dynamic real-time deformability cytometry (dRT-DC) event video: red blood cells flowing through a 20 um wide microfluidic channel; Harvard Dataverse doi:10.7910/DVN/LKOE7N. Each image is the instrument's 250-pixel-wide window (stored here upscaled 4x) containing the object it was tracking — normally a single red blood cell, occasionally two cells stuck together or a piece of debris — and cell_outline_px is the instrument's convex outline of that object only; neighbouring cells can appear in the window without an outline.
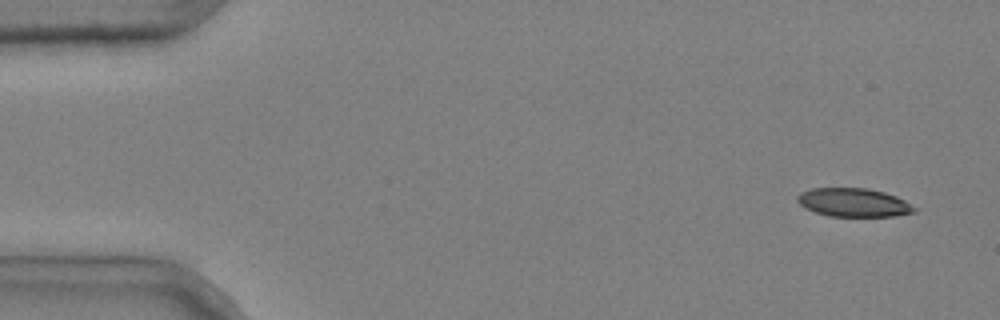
{"species": "common noctule bat (a hibernating species)", "species_latin": "Nyctalus noctula", "temperature_condition": "cold", "stored_images_in_passage": 5, "camera_frame_rate_fps": 3000, "um_per_image_px": 0.085, "animal": {"sex": "male", "body_mass_g": 20.4}, "frame": {"image": 1, "passage_image": 1, "time_ms": 0.0, "image_size_px": [1000, 320], "cell_outline_px": [[920, 208], [916, 212], [896, 216], [828, 216], [804, 208], [796, 200], [796, 196], [800, 192], [812, 188], [868, 188], [884, 192], [896, 196]], "centroid_in_image_um": [72.58, 17.21], "position_along_channel_um": 12.4, "area_um2": 19.71}}
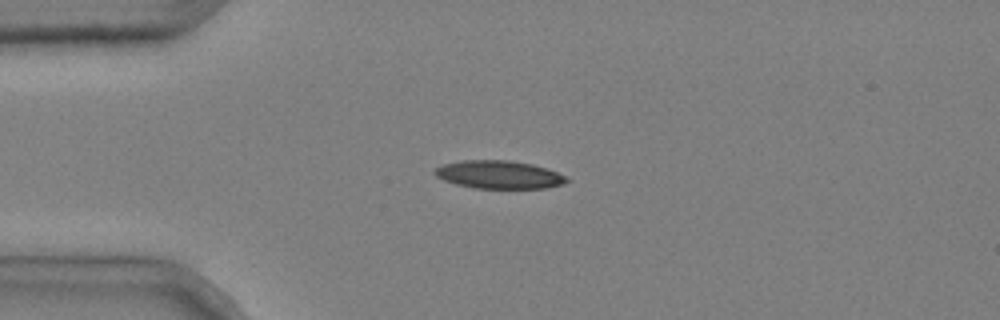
{"frame": {"image": 2, "passage_image": 4, "time_ms": 1.0, "image_size_px": [1000, 320], "cell_outline_px": [[568, 180], [564, 184], [544, 188], [476, 188], [456, 184], [444, 180], [436, 176], [432, 172], [436, 168], [444, 164], [460, 160], [508, 160], [532, 164], [548, 168], [564, 176]], "centroid_in_image_um": [42.39, 14.84], "position_along_channel_um": 42.6, "area_um2": 21.44}}